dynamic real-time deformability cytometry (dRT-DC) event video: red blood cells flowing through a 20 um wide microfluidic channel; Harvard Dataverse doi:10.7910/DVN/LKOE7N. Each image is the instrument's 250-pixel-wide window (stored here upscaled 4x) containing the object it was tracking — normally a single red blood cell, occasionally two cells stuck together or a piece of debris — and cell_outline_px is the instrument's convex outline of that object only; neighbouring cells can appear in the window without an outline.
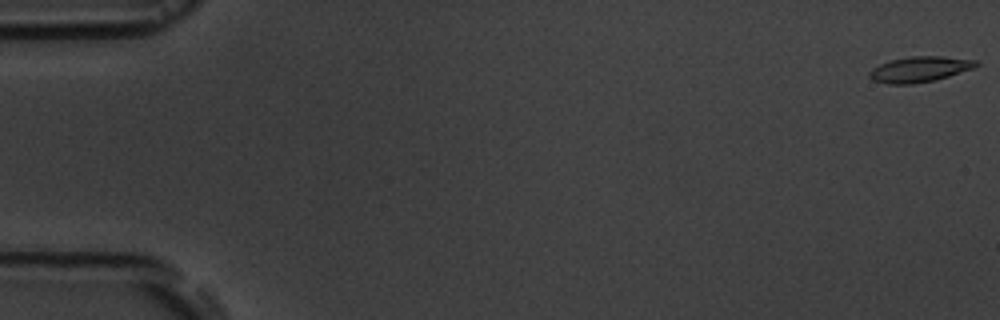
{"species": "common noctule bat (a hibernating species)", "species_latin": "Nyctalus noctula", "temperature_condition": "room temperature", "stored_images_in_passage": 10, "camera_frame_rate_fps": 3000, "um_per_image_px": 0.085, "animal": {"sex": "male", "body_mass_g": 19.5, "forearm_length_mm": 54.6}, "frame": {"image": 1, "passage_image": 1, "time_ms": 0.0, "image_size_px": [1000, 320], "cell_outline_px": [[980, 64], [972, 68], [948, 76], [932, 80], [912, 84], [888, 84], [872, 80], [868, 76], [868, 72], [872, 68], [880, 64], [892, 60], [908, 56], [940, 56], [976, 60]], "centroid_in_image_um": [78.12, 5.88], "position_along_channel_um": 6.9, "area_um2": 15.72}}
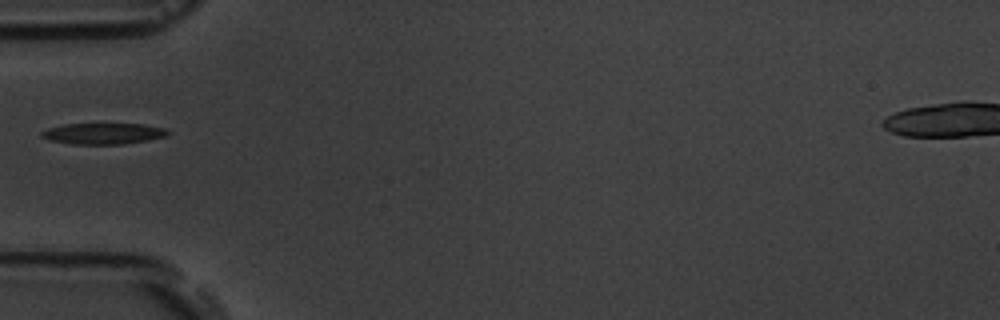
{"frame": {"image": 2, "passage_image": 6, "time_ms": 6.0, "image_size_px": [1000, 320], "cell_outline_px": [[172, 132], [164, 136], [148, 140], [120, 144], [72, 144], [48, 140], [40, 136], [40, 132], [48, 128], [64, 124], [144, 124], [164, 128]], "centroid_in_image_um": [8.75, 11.35], "position_along_channel_um": 76.3, "area_um2": 15.49}}
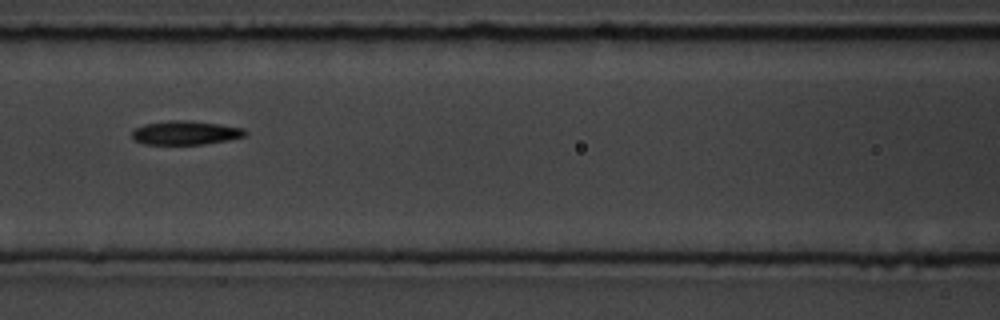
{"frame": {"image": 3, "passage_image": 8, "time_ms": 8.0, "image_size_px": [1000, 320], "cell_outline_px": [[248, 132], [244, 136], [228, 140], [204, 144], [144, 144], [136, 140], [132, 136], [132, 132], [136, 128], [144, 124], [168, 120], [184, 120], [220, 124], [244, 128]], "centroid_in_image_um": [15.79, 11.28], "position_along_channel_um": 150.8, "area_um2": 15.66}}